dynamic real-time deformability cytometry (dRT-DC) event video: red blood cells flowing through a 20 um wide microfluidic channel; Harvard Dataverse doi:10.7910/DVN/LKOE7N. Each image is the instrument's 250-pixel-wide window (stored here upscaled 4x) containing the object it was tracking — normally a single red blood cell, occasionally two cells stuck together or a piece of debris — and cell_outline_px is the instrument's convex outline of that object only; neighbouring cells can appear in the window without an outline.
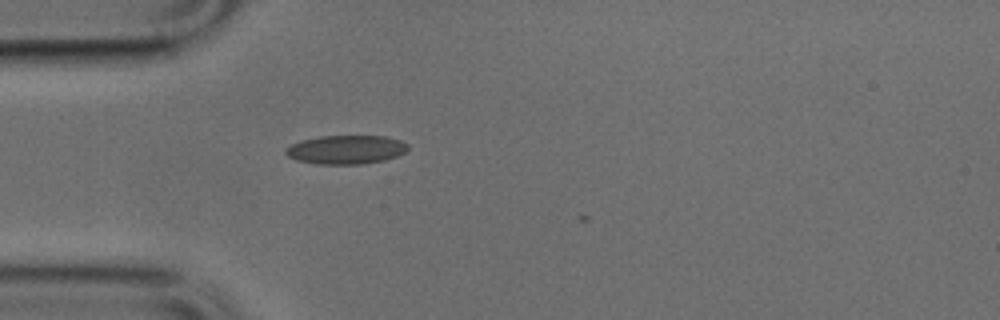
{"species": "common noctule bat (a hibernating species)", "species_latin": "Nyctalus noctula", "temperature_condition": "cold", "stored_images_in_passage": 3, "camera_frame_rate_fps": 3000, "um_per_image_px": 0.085, "animal": {"sex": "male", "body_mass_g": 17.9, "forearm_length_mm": 54.2}, "frame": {"image": 1, "passage_image": 1, "time_ms": 0.0, "image_size_px": [1000, 320], "cell_outline_px": [[408, 148], [404, 152], [396, 156], [384, 160], [360, 164], [316, 164], [296, 160], [288, 156], [284, 152], [284, 148], [300, 140], [320, 136], [384, 136], [400, 140], [408, 144]], "centroid_in_image_um": [29.37, 12.71], "position_along_channel_um": 55.6, "area_um2": 20.52}}